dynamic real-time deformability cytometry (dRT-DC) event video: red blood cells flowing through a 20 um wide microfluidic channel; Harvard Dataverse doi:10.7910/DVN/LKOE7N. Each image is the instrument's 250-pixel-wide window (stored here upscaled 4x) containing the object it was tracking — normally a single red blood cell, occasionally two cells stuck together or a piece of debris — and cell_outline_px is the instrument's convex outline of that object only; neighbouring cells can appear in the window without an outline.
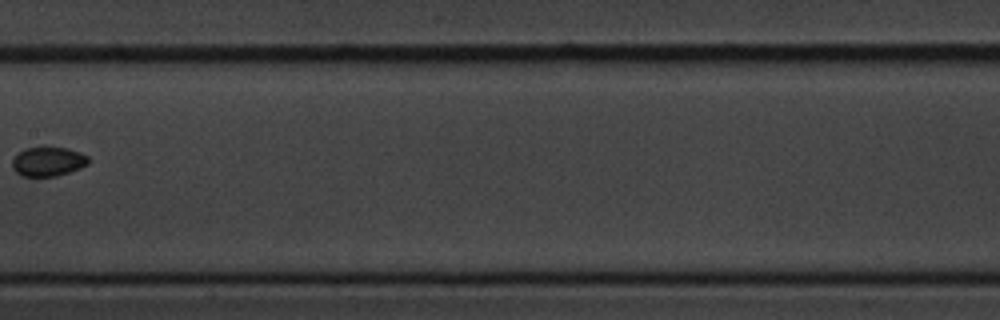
{"species": "common noctule bat (a hibernating species)", "species_latin": "Nyctalus noctula", "temperature_condition": "cold", "stored_images_in_passage": 6, "camera_frame_rate_fps": 3000, "um_per_image_px": 0.085, "animal": {"sex": "male", "body_mass_g": 20.1, "forearm_length_mm": 53.5}, "frame": {"image": 1, "passage_image": 6, "time_ms": 5.667, "image_size_px": [1000, 320], "cell_outline_px": [[88, 164], [80, 168], [56, 176], [20, 176], [12, 168], [12, 160], [24, 148], [44, 144], [68, 148], [88, 156]], "centroid_in_image_um": [4.06, 13.68], "position_along_channel_um": 203.3, "area_um2": 13.41}}